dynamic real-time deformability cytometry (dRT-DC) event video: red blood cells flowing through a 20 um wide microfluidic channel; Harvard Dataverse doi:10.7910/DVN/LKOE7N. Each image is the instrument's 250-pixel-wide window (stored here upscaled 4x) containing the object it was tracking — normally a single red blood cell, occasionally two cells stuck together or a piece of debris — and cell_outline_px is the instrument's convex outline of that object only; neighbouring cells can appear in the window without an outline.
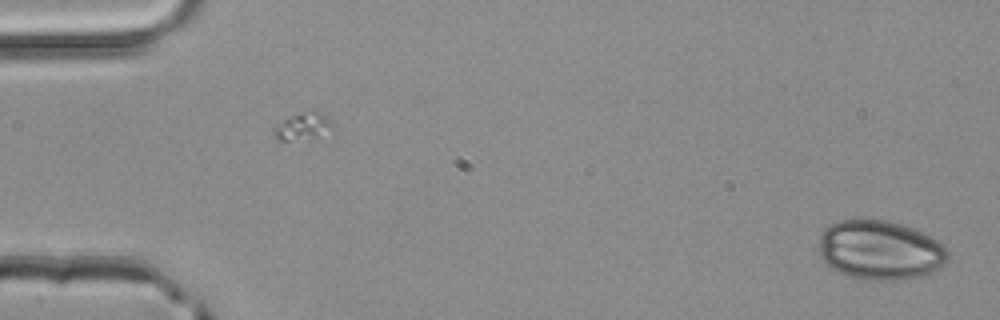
{"species": "common noctule bat (a hibernating species)", "species_latin": "Nyctalus noctula", "temperature_condition": "room temperature", "stored_images_in_passage": 5, "camera_frame_rate_fps": 3000, "um_per_image_px": 0.085, "animal": {"sex": "male", "body_mass_g": 20.4}, "frame": {"image": 1, "passage_image": 1, "time_ms": 0.0, "image_size_px": [1000, 320], "cell_outline_px": [[948, 260], [940, 268], [924, 276], [896, 280], [864, 280], [840, 272], [832, 268], [820, 256], [820, 236], [824, 228], [840, 220], [884, 220], [900, 224], [912, 228], [932, 236], [948, 252]], "centroid_in_image_um": [74.83, 21.27], "position_along_channel_um": 10.2, "area_um2": 44.33}}